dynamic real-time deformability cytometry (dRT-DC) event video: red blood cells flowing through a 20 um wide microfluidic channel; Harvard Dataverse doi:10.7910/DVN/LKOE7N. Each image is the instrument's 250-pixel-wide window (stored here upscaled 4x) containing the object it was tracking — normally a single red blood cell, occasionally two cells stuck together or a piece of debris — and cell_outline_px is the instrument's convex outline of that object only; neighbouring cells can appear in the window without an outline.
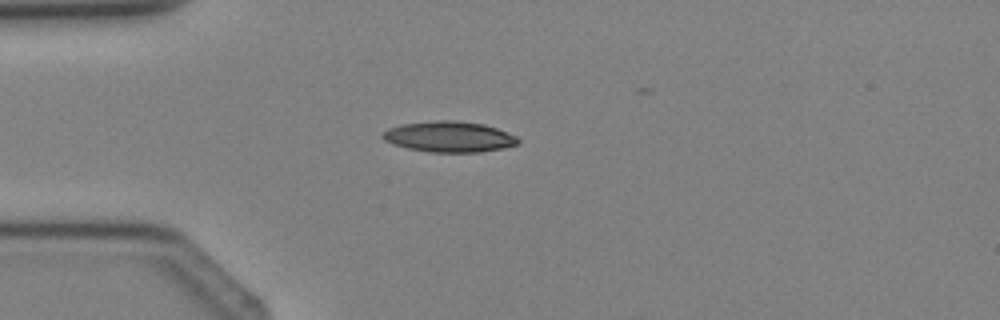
{"species": "Egyptian fruit bat (a non-hibernating species)", "species_latin": "Rousettus aegyptiacus", "temperature_condition": "cold", "stored_images_in_passage": 3, "camera_frame_rate_fps": 3000, "um_per_image_px": 0.085, "animal": {"sex": "female"}, "frame": {"image": 1, "passage_image": 3, "time_ms": 2.333, "image_size_px": [1000, 320], "cell_outline_px": [[520, 144], [504, 148], [480, 152], [428, 152], [408, 148], [392, 144], [384, 140], [380, 136], [388, 128], [400, 124], [436, 120], [452, 120], [484, 124], [508, 132], [516, 136], [520, 140]], "centroid_in_image_um": [38.19, 11.62], "position_along_channel_um": 46.8, "area_um2": 24.45}}